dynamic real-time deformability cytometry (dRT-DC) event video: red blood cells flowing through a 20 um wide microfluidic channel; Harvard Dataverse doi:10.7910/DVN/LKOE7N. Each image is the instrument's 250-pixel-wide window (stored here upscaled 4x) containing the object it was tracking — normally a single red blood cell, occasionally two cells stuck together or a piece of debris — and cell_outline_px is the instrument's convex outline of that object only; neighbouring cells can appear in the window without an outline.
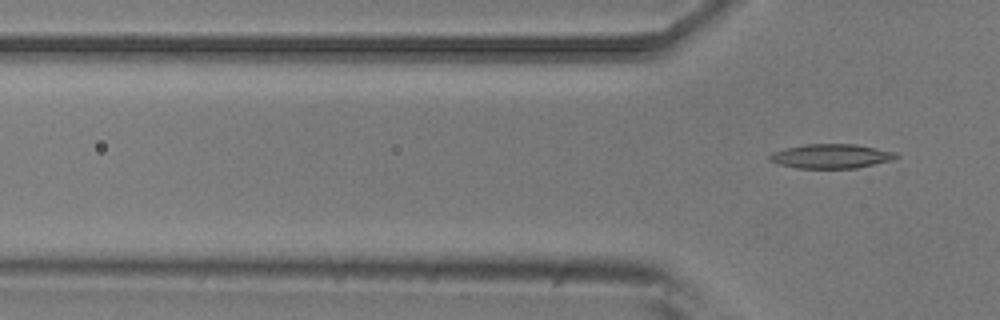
{"species": "common noctule bat (a hibernating species)", "species_latin": "Nyctalus noctula", "temperature_condition": "room temperature", "stored_images_in_passage": 6, "camera_frame_rate_fps": 3000, "um_per_image_px": 0.085, "animal": {"sex": "male", "body_mass_g": 20.5, "forearm_length_mm": 52.5}, "frame": {"image": 1, "passage_image": 6, "time_ms": 1.667, "image_size_px": [1000, 320], "cell_outline_px": [[900, 156], [892, 160], [856, 168], [796, 168], [780, 164], [768, 160], [768, 156], [772, 152], [784, 148], [804, 144], [856, 144], [896, 152]], "centroid_in_image_um": [70.63, 13.27], "position_along_channel_um": 55.2, "area_um2": 17.98}}